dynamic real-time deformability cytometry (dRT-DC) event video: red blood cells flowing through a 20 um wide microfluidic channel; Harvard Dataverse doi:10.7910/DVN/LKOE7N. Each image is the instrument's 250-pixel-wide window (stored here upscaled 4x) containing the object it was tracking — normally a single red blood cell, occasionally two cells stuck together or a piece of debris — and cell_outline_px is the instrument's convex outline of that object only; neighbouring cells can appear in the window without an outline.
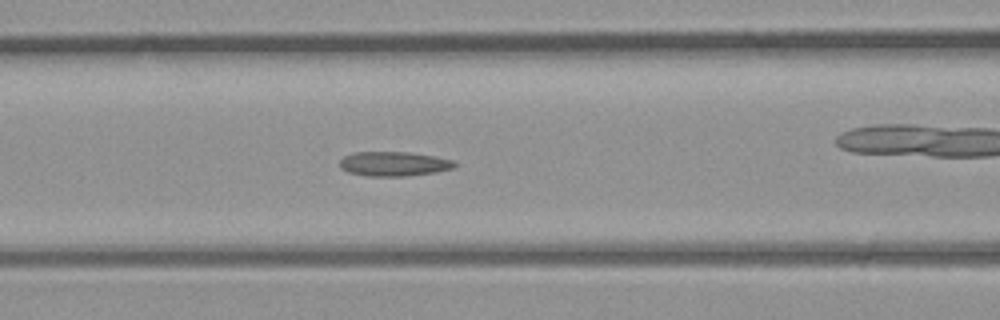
{"species": "common noctule bat (a hibernating species)", "species_latin": "Nyctalus noctula", "temperature_condition": "room temperature", "stored_images_in_passage": 34, "camera_frame_rate_fps": 3000, "um_per_image_px": 0.085, "animal": {"sex": "male", "body_mass_g": 23.1, "forearm_length_mm": 52.7}, "frame": {"image": 1, "passage_image": 15, "time_ms": 4.667, "image_size_px": [1000, 320], "cell_outline_px": [[456, 164], [452, 168], [436, 172], [408, 176], [368, 176], [348, 172], [340, 168], [340, 160], [344, 156], [352, 152], [408, 152], [436, 156], [452, 160]], "centroid_in_image_um": [33.45, 13.92], "position_along_channel_um": 133.2, "area_um2": 16.42}}